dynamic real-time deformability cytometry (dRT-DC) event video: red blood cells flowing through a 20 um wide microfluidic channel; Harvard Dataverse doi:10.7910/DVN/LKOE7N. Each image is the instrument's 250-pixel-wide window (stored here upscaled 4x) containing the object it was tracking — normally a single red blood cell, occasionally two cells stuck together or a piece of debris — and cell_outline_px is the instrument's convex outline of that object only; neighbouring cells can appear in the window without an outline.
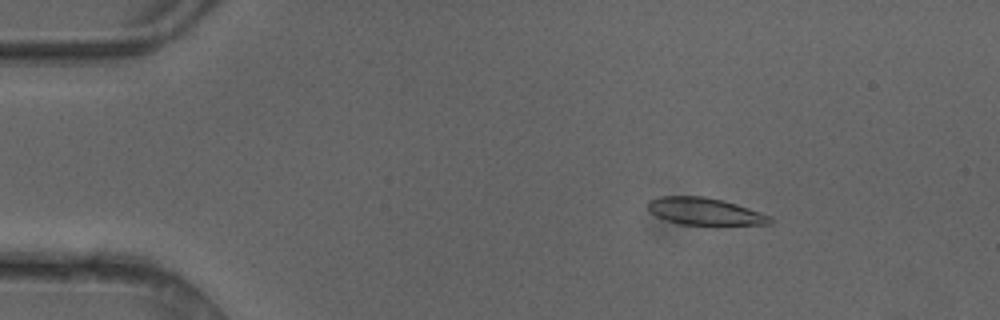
{"species": "common noctule bat (a hibernating species)", "species_latin": "Nyctalus noctula", "temperature_condition": "cold", "stored_images_in_passage": 5, "camera_frame_rate_fps": 3000, "um_per_image_px": 0.085, "animal": {"sex": "female"}, "frame": {"image": 1, "passage_image": 3, "time_ms": 0.667, "image_size_px": [1000, 320], "cell_outline_px": [[772, 224], [716, 228], [680, 224], [656, 216], [648, 208], [648, 200], [660, 196], [704, 196], [724, 200], [772, 216]], "centroid_in_image_um": [60.0, 18.03], "position_along_channel_um": 25.0, "area_um2": 20.4}}
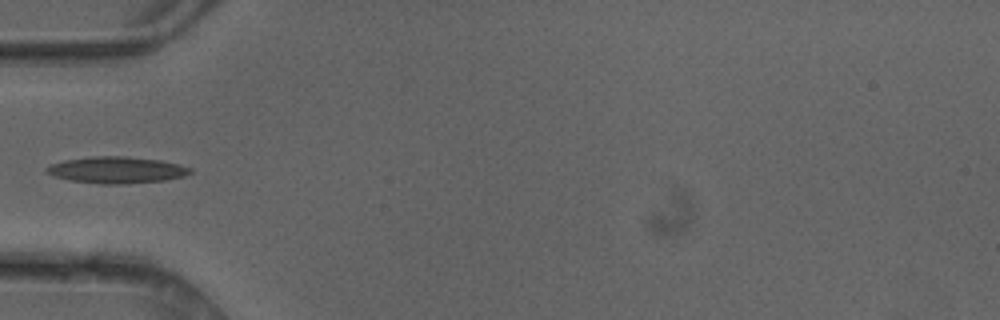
{"frame": {"image": 2, "passage_image": 5, "time_ms": 1.333, "image_size_px": [1000, 320], "cell_outline_px": [[192, 172], [184, 176], [164, 180], [120, 184], [100, 184], [68, 180], [44, 172], [44, 168], [52, 164], [64, 160], [92, 156], [124, 156], [160, 160], [180, 164], [192, 168]], "centroid_in_image_um": [9.9, 14.44], "position_along_channel_um": 75.1, "area_um2": 22.25}}